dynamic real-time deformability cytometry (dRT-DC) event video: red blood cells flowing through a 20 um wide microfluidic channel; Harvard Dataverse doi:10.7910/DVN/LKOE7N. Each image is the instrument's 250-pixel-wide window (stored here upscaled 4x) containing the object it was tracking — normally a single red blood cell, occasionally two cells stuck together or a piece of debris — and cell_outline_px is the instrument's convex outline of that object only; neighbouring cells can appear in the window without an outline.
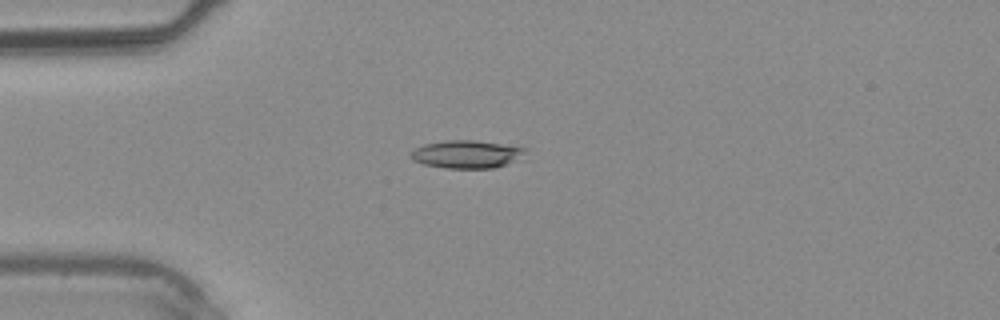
{"species": "common noctule bat (a hibernating species)", "species_latin": "Nyctalus noctula", "temperature_condition": "warm", "stored_images_in_passage": 4, "camera_frame_rate_fps": 3000, "um_per_image_px": 0.085, "animal": {"sex": "male", "body_mass_g": 20.4}, "frame": {"image": 1, "passage_image": 4, "time_ms": 3.667, "image_size_px": [1000, 320], "cell_outline_px": [[528, 160], [492, 168], [444, 168], [424, 164], [412, 160], [412, 152], [416, 148], [424, 144], [444, 140], [476, 140], [528, 148]], "centroid_in_image_um": [39.84, 13.12], "position_along_channel_um": 45.2, "area_um2": 19.19}}